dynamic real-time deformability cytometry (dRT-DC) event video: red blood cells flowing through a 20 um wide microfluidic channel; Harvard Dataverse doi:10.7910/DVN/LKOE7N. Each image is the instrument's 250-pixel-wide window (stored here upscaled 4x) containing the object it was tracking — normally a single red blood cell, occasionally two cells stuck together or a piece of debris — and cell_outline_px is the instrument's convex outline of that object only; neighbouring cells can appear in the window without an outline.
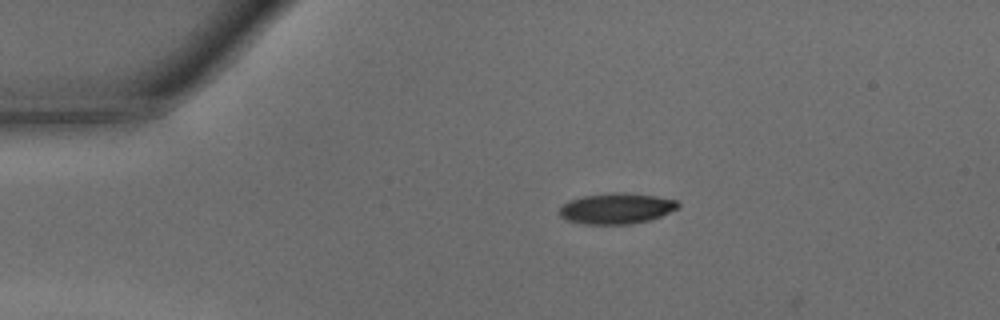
{"species": "common noctule bat (a hibernating species)", "species_latin": "Nyctalus noctula", "temperature_condition": "warm", "stored_images_in_passage": 38, "camera_frame_rate_fps": 3000, "um_per_image_px": 0.085, "animal": {"sex": "male", "body_mass_g": 15.6}, "frame": {"image": 1, "passage_image": 1, "time_ms": 0.0, "image_size_px": [1000, 320], "cell_outline_px": [[680, 204], [676, 208], [660, 216], [648, 220], [628, 224], [584, 224], [568, 220], [560, 216], [560, 208], [568, 200], [584, 196], [612, 192], [620, 192], [656, 196], [676, 200]], "centroid_in_image_um": [52.37, 17.71], "position_along_channel_um": 32.6, "area_um2": 20.98}}
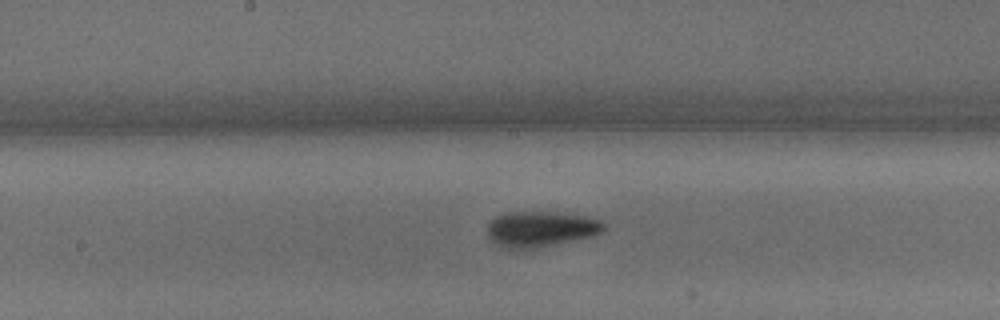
{"frame": {"image": 2, "passage_image": 16, "time_ms": 5.0, "image_size_px": [1000, 320], "cell_outline_px": [[604, 228], [600, 232], [592, 236], [532, 248], [500, 248], [488, 236], [488, 224], [496, 216], [504, 212], [556, 212], [584, 216], [604, 220]], "centroid_in_image_um": [45.94, 19.45], "position_along_channel_um": 202.3, "area_um2": 23.87}}
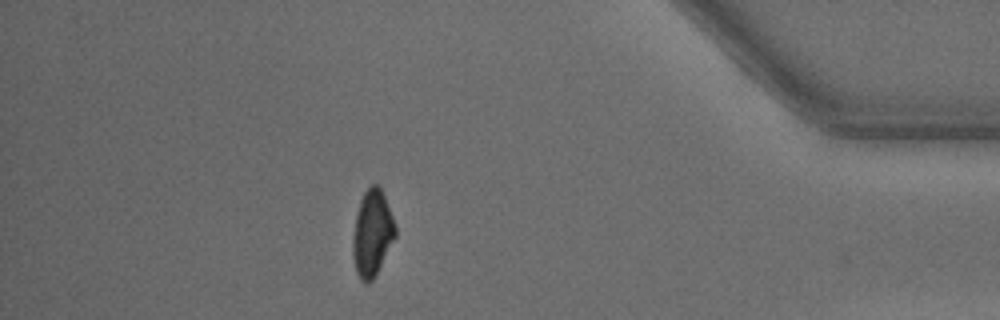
{"frame": {"image": 3, "passage_image": 33, "time_ms": 10.667, "image_size_px": [1000, 320], "cell_outline_px": [[396, 236], [372, 280], [368, 284], [360, 280], [356, 272], [352, 256], [352, 236], [356, 212], [360, 200], [364, 192], [372, 184], [380, 184], [396, 224]], "centroid_in_image_um": [31.62, 19.79], "position_along_channel_um": 403.6, "area_um2": 21.62}, "authors_computed_cell_mechanics": {"area_um2": 22.3686, "velocity_mm_per_s": 4.2982, "shape_relaxation_time_tau1_ms": 2.5622, "shape_relaxation_time_tau2_ms": 5.56, "deformation_change_tau1": 0.1366, "deformation_change_tau2": 0.1049}}